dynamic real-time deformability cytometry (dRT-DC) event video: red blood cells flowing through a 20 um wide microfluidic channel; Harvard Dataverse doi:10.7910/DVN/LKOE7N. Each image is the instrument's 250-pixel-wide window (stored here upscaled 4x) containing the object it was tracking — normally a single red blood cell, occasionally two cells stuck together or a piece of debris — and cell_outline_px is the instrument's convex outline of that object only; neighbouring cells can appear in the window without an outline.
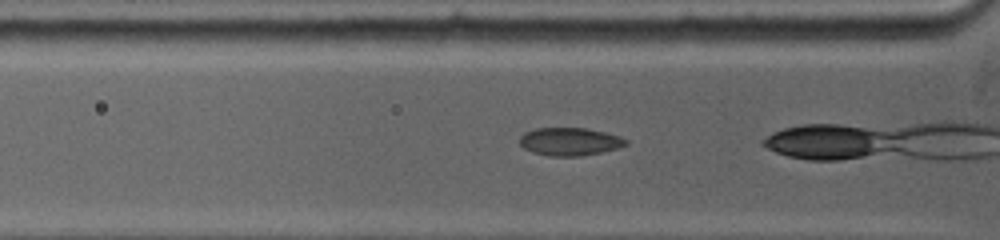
{"species": "common noctule bat (a hibernating species)", "species_latin": "Nyctalus noctula", "temperature_condition": "warm", "stored_images_in_passage": 7, "camera_frame_rate_fps": 5000, "um_per_image_px": 0.085, "animal": {"sex": "female", "body_mass_g": 19.0, "forearm_length_mm": 53.3}, "frame": {"image": 1, "passage_image": 3, "time_ms": 0.8, "image_size_px": [1000, 240], "cell_outline_px": [[628, 144], [616, 148], [600, 152], [580, 156], [548, 156], [532, 152], [524, 148], [520, 144], [520, 136], [524, 132], [536, 128], [584, 128], [604, 132], [620, 136], [628, 140]], "centroid_in_image_um": [48.41, 12.03], "position_along_channel_um": 77.4, "area_um2": 17.22}}